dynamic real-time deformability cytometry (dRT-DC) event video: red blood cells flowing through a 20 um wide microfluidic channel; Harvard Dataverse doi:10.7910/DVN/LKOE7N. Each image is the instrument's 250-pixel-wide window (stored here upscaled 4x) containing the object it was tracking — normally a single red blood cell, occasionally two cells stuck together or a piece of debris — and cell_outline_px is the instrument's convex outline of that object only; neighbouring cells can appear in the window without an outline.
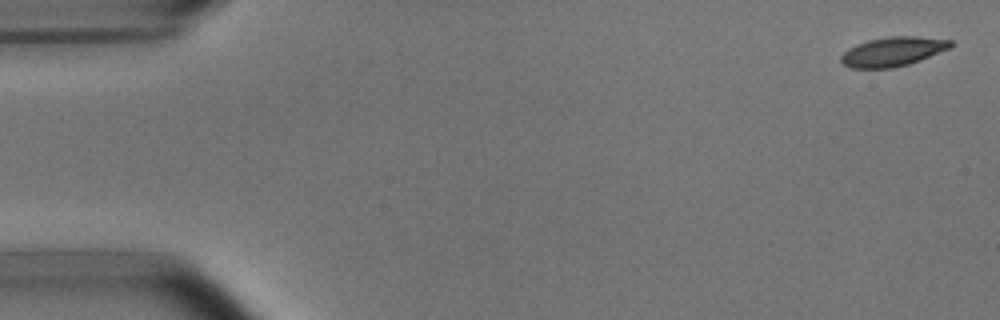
{"species": "common noctule bat (a hibernating species)", "species_latin": "Nyctalus noctula", "temperature_condition": "room temperature", "stored_images_in_passage": 5, "camera_frame_rate_fps": 3000, "um_per_image_px": 0.085, "animal": {"sex": "male", "body_mass_g": 15.6}, "frame": {"image": 1, "passage_image": 1, "time_ms": 0.0, "image_size_px": [1000, 320], "cell_outline_px": [[952, 48], [920, 60], [908, 64], [892, 68], [852, 68], [844, 64], [840, 60], [840, 56], [848, 48], [856, 44], [868, 40], [888, 36], [916, 36], [952, 40]], "centroid_in_image_um": [75.9, 4.38], "position_along_channel_um": 9.1, "area_um2": 18.79}}
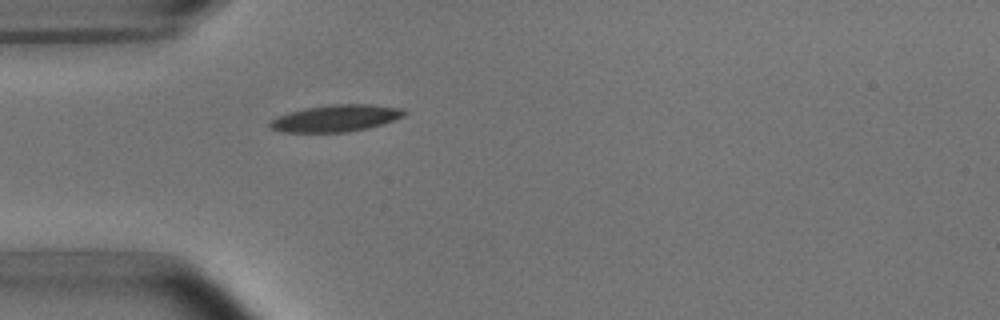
{"frame": {"image": 2, "passage_image": 5, "time_ms": 4.667, "image_size_px": [1000, 320], "cell_outline_px": [[408, 112], [404, 116], [384, 124], [368, 128], [348, 132], [280, 132], [268, 128], [268, 124], [272, 120], [280, 116], [304, 108], [332, 104], [372, 104], [404, 108]], "centroid_in_image_um": [28.6, 10.05], "position_along_channel_um": 56.4, "area_um2": 21.15}}